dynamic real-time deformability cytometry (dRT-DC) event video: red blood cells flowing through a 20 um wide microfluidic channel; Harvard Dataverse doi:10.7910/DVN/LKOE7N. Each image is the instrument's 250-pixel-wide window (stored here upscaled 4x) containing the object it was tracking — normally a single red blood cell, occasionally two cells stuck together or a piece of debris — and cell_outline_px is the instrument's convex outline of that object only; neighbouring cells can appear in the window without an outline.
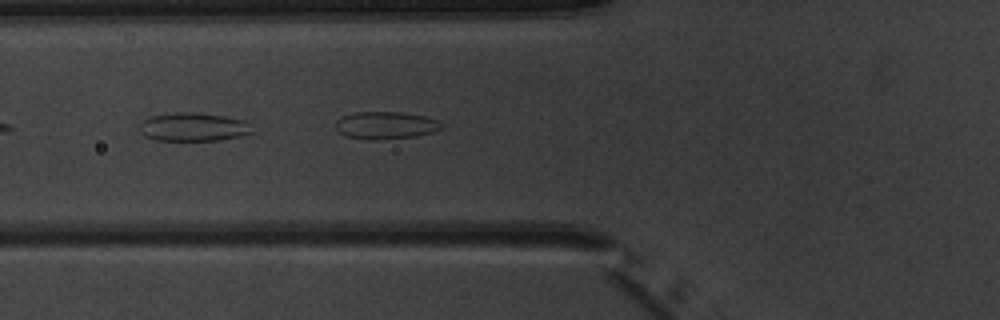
{"species": "common noctule bat (a hibernating species)", "species_latin": "Nyctalus noctula", "temperature_condition": "warm", "stored_images_in_passage": 3, "camera_frame_rate_fps": 3000, "um_per_image_px": 0.085, "animal": {"sex": "male", "body_mass_g": 20.1, "forearm_length_mm": 53.5}, "frame": {"image": 1, "passage_image": 3, "time_ms": 2.333, "image_size_px": [1000, 320], "cell_outline_px": [[444, 124], [440, 128], [432, 132], [416, 136], [376, 140], [372, 140], [344, 136], [336, 128], [336, 120], [344, 116], [356, 112], [400, 112], [424, 116], [436, 120]], "centroid_in_image_um": [32.77, 10.65], "position_along_channel_um": 93.0, "area_um2": 16.76}}